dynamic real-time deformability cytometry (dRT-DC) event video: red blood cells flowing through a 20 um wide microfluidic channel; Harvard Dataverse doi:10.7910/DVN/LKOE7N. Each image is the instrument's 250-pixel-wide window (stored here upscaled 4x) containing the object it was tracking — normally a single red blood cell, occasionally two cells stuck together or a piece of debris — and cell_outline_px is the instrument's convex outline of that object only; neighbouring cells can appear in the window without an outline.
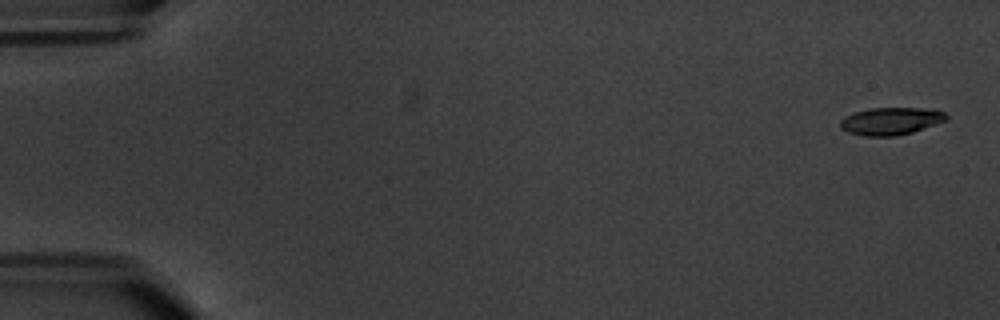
{"species": "common noctule bat (a hibernating species)", "species_latin": "Nyctalus noctula", "temperature_condition": "warm", "stored_images_in_passage": 6, "camera_frame_rate_fps": 3000, "um_per_image_px": 0.085, "animal": {"sex": "male", "body_mass_g": 20.1, "forearm_length_mm": 53.5}, "frame": {"image": 1, "passage_image": 1, "time_ms": 0.0, "image_size_px": [1000, 320], "cell_outline_px": [[948, 120], [912, 132], [896, 136], [864, 136], [848, 132], [840, 128], [840, 120], [844, 116], [868, 108], [936, 108], [944, 112], [948, 116]], "centroid_in_image_um": [75.75, 10.28], "position_along_channel_um": 9.3, "area_um2": 17.17}}